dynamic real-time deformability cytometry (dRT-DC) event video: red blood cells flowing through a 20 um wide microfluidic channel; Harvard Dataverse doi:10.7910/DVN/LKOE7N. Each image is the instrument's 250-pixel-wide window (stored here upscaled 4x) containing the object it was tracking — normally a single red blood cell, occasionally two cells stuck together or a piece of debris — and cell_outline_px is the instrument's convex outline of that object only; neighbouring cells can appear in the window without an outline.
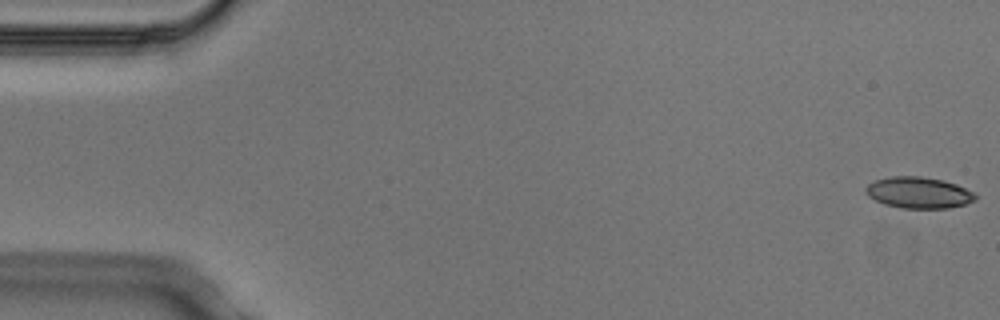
{"species": "Egyptian fruit bat (a non-hibernating species)", "species_latin": "Rousettus aegyptiacus", "temperature_condition": "cold", "stored_images_in_passage": 4, "camera_frame_rate_fps": 3000, "um_per_image_px": 0.085, "animal": {"sex": "male"}, "frame": {"image": 1, "passage_image": 1, "time_ms": 0.0, "image_size_px": [1000, 320], "cell_outline_px": [[976, 200], [964, 204], [948, 208], [900, 208], [884, 204], [868, 196], [864, 192], [864, 188], [868, 184], [876, 180], [892, 176], [920, 176], [944, 180], [956, 184], [972, 192], [976, 196]], "centroid_in_image_um": [78.05, 16.37], "position_along_channel_um": 6.9, "area_um2": 19.94}}
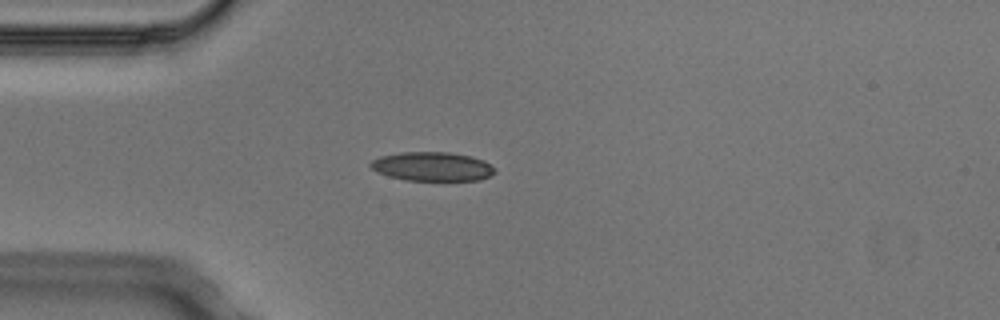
{"frame": {"image": 2, "passage_image": 4, "time_ms": 1.0, "image_size_px": [1000, 320], "cell_outline_px": [[496, 172], [480, 180], [404, 180], [388, 176], [376, 172], [368, 164], [372, 160], [380, 156], [400, 152], [448, 152], [472, 156], [484, 160], [496, 168]], "centroid_in_image_um": [36.74, 14.15], "position_along_channel_um": 48.3, "area_um2": 21.15}}